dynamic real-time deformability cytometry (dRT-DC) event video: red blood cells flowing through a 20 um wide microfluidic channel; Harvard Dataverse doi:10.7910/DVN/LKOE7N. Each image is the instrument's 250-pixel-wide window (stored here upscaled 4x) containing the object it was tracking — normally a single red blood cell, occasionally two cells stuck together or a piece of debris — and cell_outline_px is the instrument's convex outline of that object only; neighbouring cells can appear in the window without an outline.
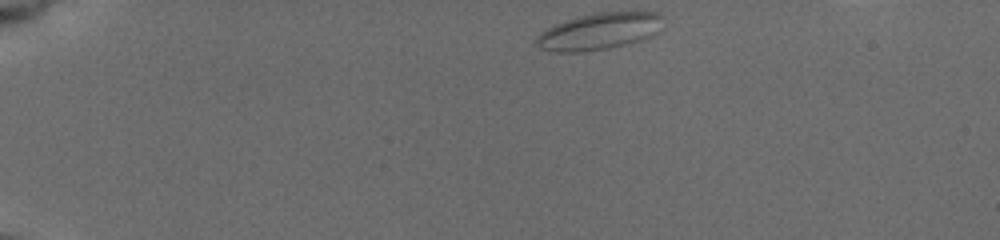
{"species": "common noctule bat (a hibernating species)", "species_latin": "Nyctalus noctula", "temperature_condition": "cold", "stored_images_in_passage": 29, "camera_frame_rate_fps": 3000, "um_per_image_px": 0.085, "animal": {"sex": "female", "body_mass_g": 19.5, "forearm_length_mm": 54.1}, "frame": {"image": 1, "passage_image": 1, "time_ms": 0.0, "image_size_px": [1000, 240], "cell_outline_px": [[660, 16], [648, 36], [624, 44], [608, 48], [580, 52], [556, 52], [540, 48], [536, 40], [548, 28], [556, 24], [580, 16], [596, 12], [652, 12]], "centroid_in_image_um": [50.79, 2.67], "position_along_channel_um": 34.2, "area_um2": 25.49}}
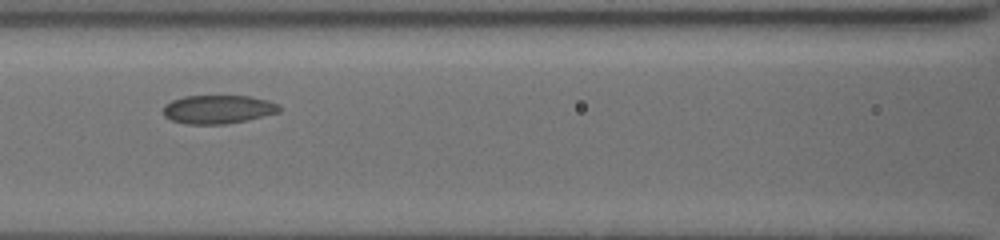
{"frame": {"image": 2, "passage_image": 18, "time_ms": 5.333, "image_size_px": [1000, 240], "cell_outline_px": [[280, 112], [244, 120], [224, 124], [188, 124], [172, 120], [164, 116], [164, 104], [172, 100], [184, 96], [252, 96], [268, 100], [276, 104], [280, 108]], "centroid_in_image_um": [18.51, 9.28], "position_along_channel_um": 148.1, "area_um2": 19.13}}
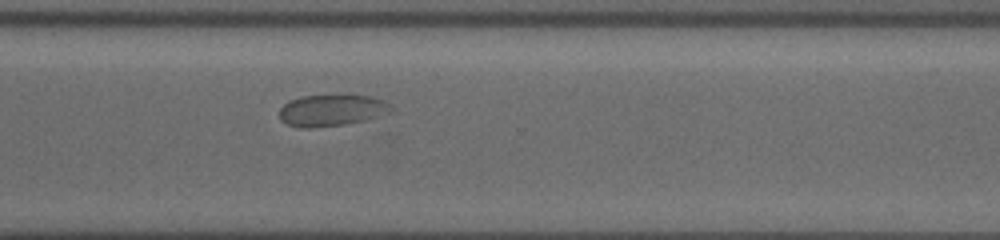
{"frame": {"image": 3, "passage_image": 29, "time_ms": 10.667, "image_size_px": [1000, 240], "cell_outline_px": [[392, 112], [380, 116], [364, 120], [344, 124], [312, 128], [304, 128], [288, 124], [280, 120], [280, 108], [288, 100], [300, 96], [372, 96], [388, 104], [392, 108]], "centroid_in_image_um": [28.16, 9.39], "position_along_channel_um": 342.4, "area_um2": 20.23}}